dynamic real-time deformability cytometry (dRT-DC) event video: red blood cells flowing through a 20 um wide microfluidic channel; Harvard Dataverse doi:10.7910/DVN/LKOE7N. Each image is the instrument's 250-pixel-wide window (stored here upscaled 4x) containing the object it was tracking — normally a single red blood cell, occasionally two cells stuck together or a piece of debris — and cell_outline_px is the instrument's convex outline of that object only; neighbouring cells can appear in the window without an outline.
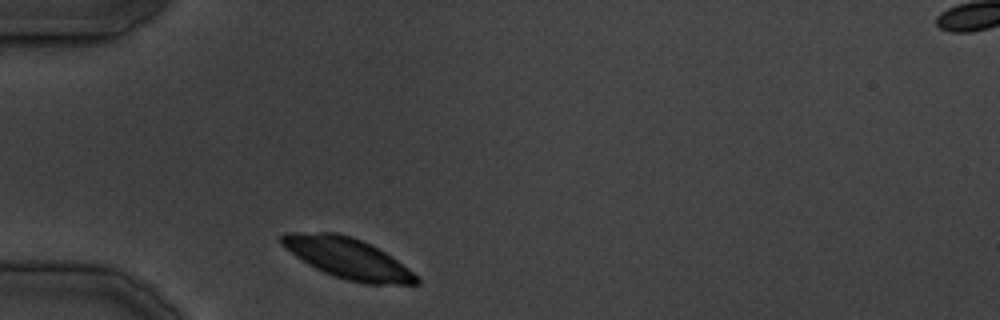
{"species": "common noctule bat (a hibernating species)", "species_latin": "Nyctalus noctula", "temperature_condition": "cold", "stored_images_in_passage": 24, "camera_frame_rate_fps": 3000, "um_per_image_px": 0.085, "animal": {"sex": "male", "body_mass_g": 19.5, "forearm_length_mm": 54.6}, "frame": {"image": 1, "passage_image": 1, "time_ms": 0.0, "image_size_px": [1000, 320], "cell_outline_px": [[420, 284], [364, 284], [348, 280], [324, 272], [308, 264], [296, 256], [280, 244], [280, 236], [284, 232], [336, 232], [352, 236], [372, 244], [392, 256], [408, 268], [420, 280]], "centroid_in_image_um": [29.55, 21.93], "position_along_channel_um": 55.4, "area_um2": 31.96}}